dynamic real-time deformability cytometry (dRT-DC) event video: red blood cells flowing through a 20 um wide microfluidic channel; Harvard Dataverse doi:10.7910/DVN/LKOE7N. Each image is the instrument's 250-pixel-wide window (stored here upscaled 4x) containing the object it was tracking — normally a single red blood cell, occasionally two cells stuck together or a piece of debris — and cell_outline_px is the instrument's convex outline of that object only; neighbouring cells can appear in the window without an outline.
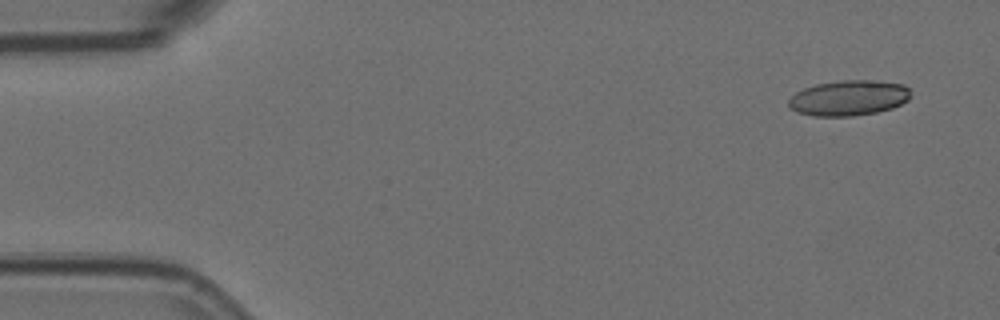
{"species": "Egyptian fruit bat (a non-hibernating species)", "species_latin": "Rousettus aegyptiacus", "temperature_condition": "room temperature", "stored_images_in_passage": 5, "camera_frame_rate_fps": 3000, "um_per_image_px": 0.085, "animal": {"sex": "female"}, "frame": {"image": 1, "passage_image": 1, "time_ms": 0.0, "image_size_px": [1000, 320], "cell_outline_px": [[908, 100], [892, 108], [876, 112], [852, 116], [812, 116], [796, 112], [788, 108], [788, 100], [796, 92], [804, 88], [816, 84], [840, 80], [876, 80], [904, 84], [908, 88]], "centroid_in_image_um": [72.09, 8.32], "position_along_channel_um": 12.9, "area_um2": 25.26}}